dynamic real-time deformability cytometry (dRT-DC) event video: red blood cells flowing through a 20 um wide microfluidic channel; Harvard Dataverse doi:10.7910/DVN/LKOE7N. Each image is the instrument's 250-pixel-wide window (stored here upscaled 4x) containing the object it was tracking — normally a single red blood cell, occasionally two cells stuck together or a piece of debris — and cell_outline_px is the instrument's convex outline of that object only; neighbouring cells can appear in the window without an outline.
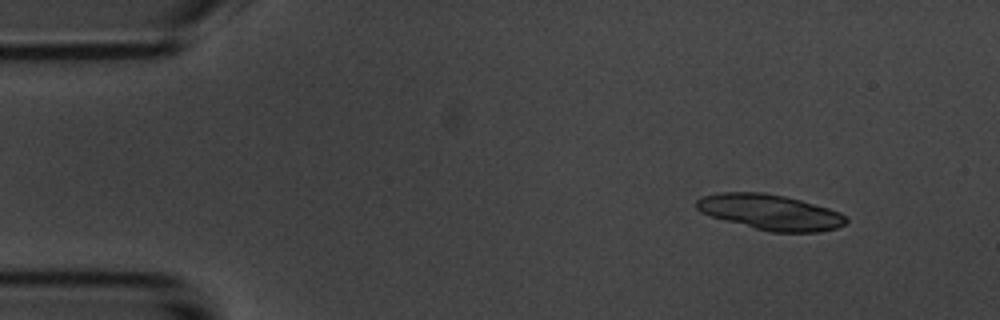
{"species": "common noctule bat (a hibernating species)", "species_latin": "Nyctalus noctula", "temperature_condition": "room temperature", "stored_images_in_passage": 5, "camera_frame_rate_fps": 3000, "um_per_image_px": 0.085, "animal": {"sex": "male", "body_mass_g": 20.1, "forearm_length_mm": 53.5}, "frame": {"image": 1, "passage_image": 1, "time_ms": 0.0, "image_size_px": [1000, 320], "cell_outline_px": [[848, 220], [844, 224], [836, 228], [820, 232], [772, 232], [756, 228], [712, 216], [700, 212], [696, 208], [696, 200], [700, 196], [720, 192], [764, 192], [784, 196], [800, 200], [828, 208], [840, 212]], "centroid_in_image_um": [65.46, 18.02], "position_along_channel_um": 19.5, "area_um2": 30.63}}